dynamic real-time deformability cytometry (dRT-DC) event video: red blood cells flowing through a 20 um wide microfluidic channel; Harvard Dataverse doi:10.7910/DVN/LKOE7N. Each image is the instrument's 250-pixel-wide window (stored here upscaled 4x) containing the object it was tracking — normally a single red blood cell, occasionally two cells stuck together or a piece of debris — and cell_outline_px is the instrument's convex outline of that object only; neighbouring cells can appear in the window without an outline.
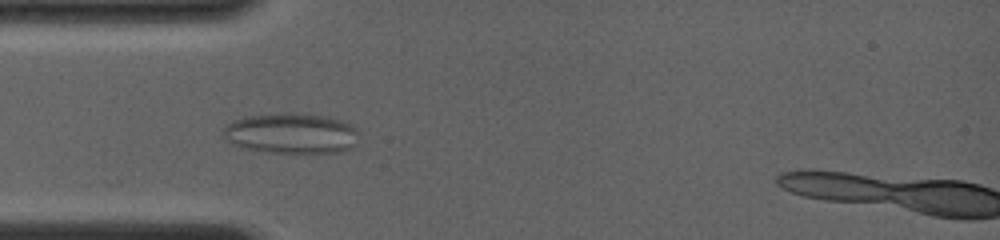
{"species": "common noctule bat (a hibernating species)", "species_latin": "Nyctalus noctula", "temperature_condition": "room temperature", "stored_images_in_passage": 26, "camera_frame_rate_fps": 4000, "um_per_image_px": 0.085, "animal": {"sex": "female", "body_mass_g": 19.0, "forearm_length_mm": 56.7}, "frame": {"image": 1, "passage_image": 8, "time_ms": 1.5, "image_size_px": [1000, 240], "cell_outline_px": [[356, 144], [352, 148], [340, 152], [268, 152], [248, 148], [232, 144], [224, 136], [224, 128], [232, 120], [248, 116], [280, 112], [308, 112], [328, 116], [352, 124], [356, 128]], "centroid_in_image_um": [24.79, 11.3], "position_along_channel_um": 60.2, "area_um2": 32.19}}
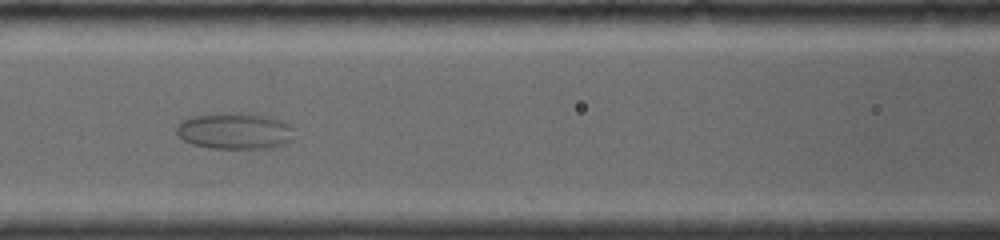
{"frame": {"image": 2, "passage_image": 18, "time_ms": 3.75, "image_size_px": [1000, 240], "cell_outline_px": [[292, 140], [284, 144], [268, 148], [208, 148], [192, 144], [184, 140], [176, 132], [176, 128], [184, 120], [192, 116], [232, 112], [252, 112], [272, 116], [288, 124], [292, 128]], "centroid_in_image_um": [19.99, 11.11], "position_along_channel_um": 146.6, "area_um2": 25.09}}
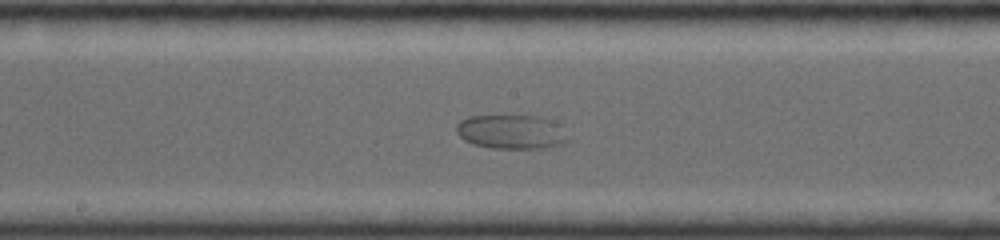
{"frame": {"image": 3, "passage_image": 25, "time_ms": 5.25, "image_size_px": [1000, 240], "cell_outline_px": [[568, 140], [560, 144], [544, 148], [492, 148], [476, 144], [464, 140], [456, 132], [456, 124], [460, 120], [468, 116], [540, 116], [556, 120], [560, 124]], "centroid_in_image_um": [43.47, 11.19], "position_along_channel_um": 204.7, "area_um2": 22.25}}